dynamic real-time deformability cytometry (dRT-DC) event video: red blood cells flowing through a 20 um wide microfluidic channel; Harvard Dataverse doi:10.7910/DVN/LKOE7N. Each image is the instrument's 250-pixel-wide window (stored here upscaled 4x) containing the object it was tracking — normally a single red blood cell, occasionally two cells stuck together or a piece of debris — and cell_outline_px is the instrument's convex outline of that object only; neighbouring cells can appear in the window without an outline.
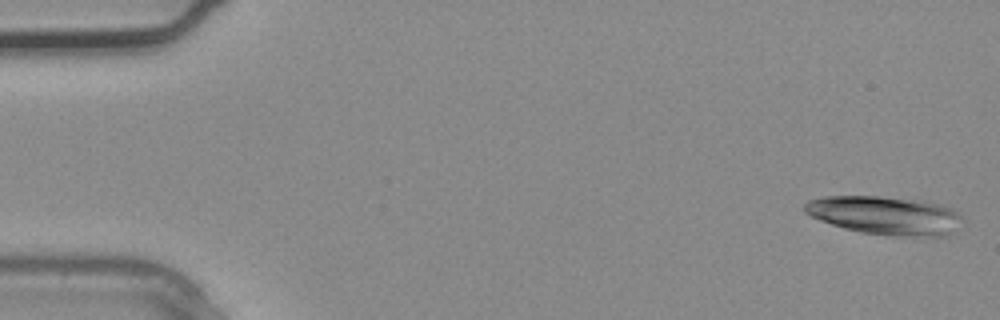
{"species": "common noctule bat (a hibernating species)", "species_latin": "Nyctalus noctula", "temperature_condition": "warm", "stored_images_in_passage": 2, "camera_frame_rate_fps": 3000, "um_per_image_px": 0.085, "animal": {"sex": "male", "body_mass_g": 20.4}, "frame": {"image": 1, "passage_image": 1, "time_ms": 0.0, "image_size_px": [1000, 320], "cell_outline_px": [[964, 220], [948, 236], [892, 236], [860, 232], [844, 228], [820, 220], [804, 212], [804, 204], [808, 200], [824, 196], [880, 196], [924, 200], [940, 204], [952, 208]], "centroid_in_image_um": [75.25, 18.3], "position_along_channel_um": 9.7, "area_um2": 35.6}}